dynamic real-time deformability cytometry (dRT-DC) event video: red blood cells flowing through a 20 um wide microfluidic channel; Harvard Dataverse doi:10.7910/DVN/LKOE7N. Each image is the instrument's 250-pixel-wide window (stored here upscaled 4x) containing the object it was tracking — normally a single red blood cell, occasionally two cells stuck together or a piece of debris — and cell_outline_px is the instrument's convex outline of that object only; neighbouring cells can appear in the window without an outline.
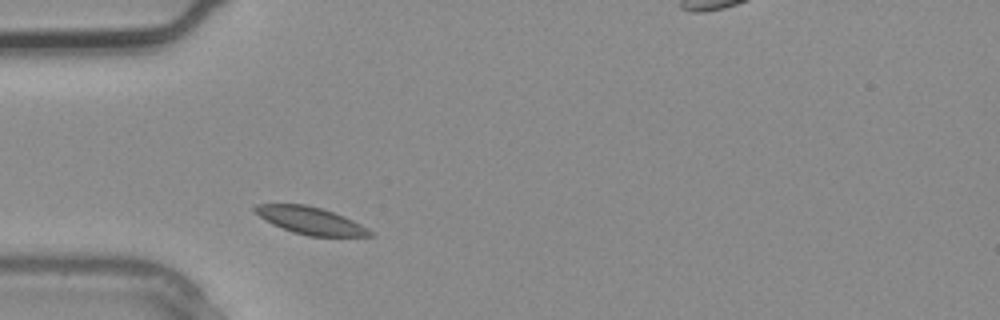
{"species": "common noctule bat (a hibernating species)", "species_latin": "Nyctalus noctula", "temperature_condition": "warm", "stored_images_in_passage": 2, "segment_of_instrument_passage": [1, 2], "camera_frame_rate_fps": 3000, "um_per_image_px": 0.085, "animal": {"sex": "male", "body_mass_g": 20.4}, "frame": {"image": 1, "passage_image": 1, "time_ms": 0.0, "image_size_px": [1000, 320], "cell_outline_px": [[376, 236], [308, 236], [292, 232], [272, 224], [264, 220], [252, 208], [256, 204], [304, 204], [320, 208], [344, 216], [376, 232]], "centroid_in_image_um": [26.42, 18.76], "position_along_channel_um": 58.6, "area_um2": 18.26}}